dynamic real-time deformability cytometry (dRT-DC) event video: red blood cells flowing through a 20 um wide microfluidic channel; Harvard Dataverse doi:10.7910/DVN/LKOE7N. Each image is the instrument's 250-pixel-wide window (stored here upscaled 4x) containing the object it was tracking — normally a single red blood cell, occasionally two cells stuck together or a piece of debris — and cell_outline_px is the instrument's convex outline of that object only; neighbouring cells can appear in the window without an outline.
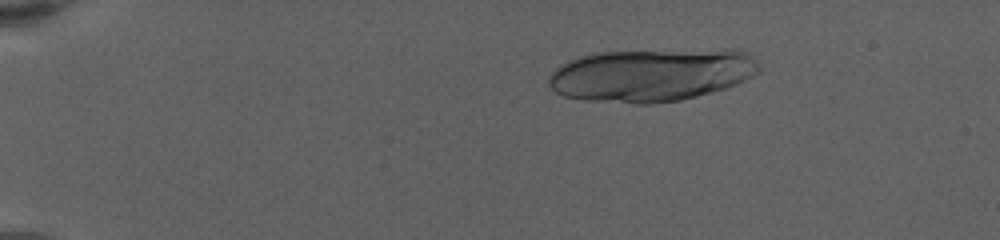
{"species": "human", "species_latin": "Homo sapiens", "temperature_condition": "warm", "stored_images_in_passage": 20, "camera_frame_rate_fps": 3000, "um_per_image_px": 0.085, "donor": {"sex": "female"}, "frame": {"image": 1, "passage_image": 9, "time_ms": 3.333, "image_size_px": [1000, 240], "cell_outline_px": [[760, 72], [736, 84], [724, 88], [696, 96], [680, 100], [652, 104], [636, 104], [584, 100], [564, 96], [556, 92], [548, 84], [548, 76], [556, 68], [568, 60], [580, 56], [596, 52], [724, 48], [736, 48], [748, 52], [760, 64]], "centroid_in_image_um": [55.4, 6.34], "position_along_channel_um": 29.6, "area_um2": 65.83}}